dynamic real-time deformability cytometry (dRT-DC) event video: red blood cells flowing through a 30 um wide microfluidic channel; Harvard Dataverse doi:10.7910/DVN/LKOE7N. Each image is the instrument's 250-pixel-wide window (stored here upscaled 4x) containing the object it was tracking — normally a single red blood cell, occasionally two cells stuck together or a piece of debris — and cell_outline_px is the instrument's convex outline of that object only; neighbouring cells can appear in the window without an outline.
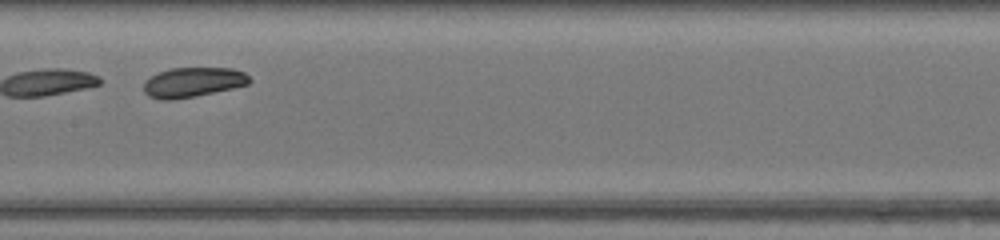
{"species": "common noctule bat (a hibernating species)", "species_latin": "Nyctalus noctula", "temperature_condition": "warm", "stored_images_in_passage": 29, "camera_frame_rate_fps": 3000, "um_per_image_px": 0.085, "animal": {"sex": "female", "body_mass_g": 17.0, "forearm_length_mm": 48.0}, "frame": {"image": 1, "passage_image": 13, "time_ms": 4.0, "image_size_px": [1000, 240], "cell_outline_px": [[252, 80], [248, 84], [232, 88], [196, 96], [172, 100], [160, 100], [148, 96], [144, 92], [144, 80], [160, 72], [172, 68], [232, 68], [244, 72]], "centroid_in_image_um": [16.39, 7.0], "position_along_channel_um": 191.0, "area_um2": 18.32}, "authors_computed_cell_mechanics": {"area_um2": 17.9758, "velocity_mm_per_s": 4.3118, "shape_relaxation_time_tau1_ms": 10.4818, "shape_relaxation_time_tau2_ms": 3.3794, "deformation_change_tau1": 0.2872, "deformation_change_tau2": 0.0948}}